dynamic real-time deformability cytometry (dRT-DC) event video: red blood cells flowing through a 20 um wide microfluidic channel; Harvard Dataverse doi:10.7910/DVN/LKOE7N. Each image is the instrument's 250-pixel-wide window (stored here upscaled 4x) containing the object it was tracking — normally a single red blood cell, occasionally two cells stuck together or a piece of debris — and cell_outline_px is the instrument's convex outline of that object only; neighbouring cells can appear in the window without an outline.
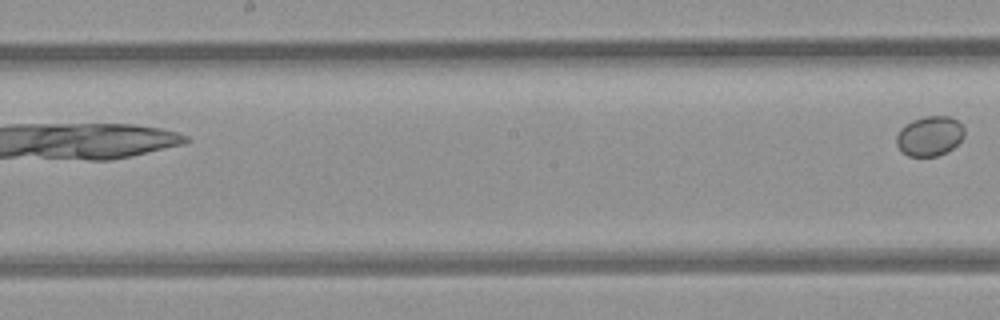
{"species": "common noctule bat (a hibernating species)", "species_latin": "Nyctalus noctula", "temperature_condition": "room temperature", "stored_images_in_passage": 6, "camera_frame_rate_fps": 3000, "um_per_image_px": 0.085, "animal": {"sex": "female", "body_mass_g": 21.9}, "frame": {"image": 1, "passage_image": 6, "time_ms": 1.667, "image_size_px": [1000, 320], "cell_outline_px": [[964, 136], [952, 148], [936, 156], [908, 156], [896, 144], [896, 136], [900, 128], [904, 124], [912, 120], [924, 116], [948, 116], [956, 120], [964, 128]], "centroid_in_image_um": [78.99, 11.54], "position_along_channel_um": 169.2, "area_um2": 15.61}}